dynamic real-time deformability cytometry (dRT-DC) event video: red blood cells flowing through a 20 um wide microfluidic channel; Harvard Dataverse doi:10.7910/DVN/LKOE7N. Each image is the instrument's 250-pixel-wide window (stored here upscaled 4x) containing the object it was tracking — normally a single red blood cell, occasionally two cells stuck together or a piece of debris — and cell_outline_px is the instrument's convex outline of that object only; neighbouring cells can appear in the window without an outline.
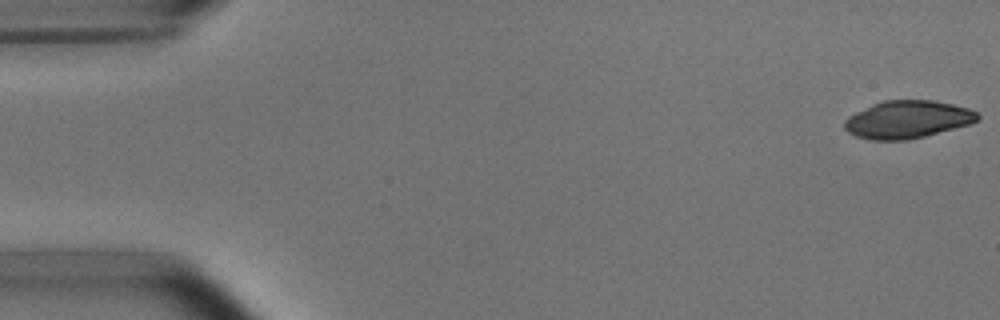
{"species": "common noctule bat (a hibernating species)", "species_latin": "Nyctalus noctula", "temperature_condition": "room temperature", "stored_images_in_passage": 52, "camera_frame_rate_fps": 3000, "um_per_image_px": 0.085, "animal": {"sex": "male", "body_mass_g": 15.6}, "frame": {"image": 1, "passage_image": 1, "time_ms": 0.0, "image_size_px": [1000, 320], "cell_outline_px": [[980, 116], [972, 124], [908, 140], [872, 140], [856, 136], [848, 132], [844, 128], [844, 120], [848, 116], [872, 104], [884, 100], [932, 100], [952, 104], [968, 108], [976, 112]], "centroid_in_image_um": [77.12, 10.16], "position_along_channel_um": 7.9, "area_um2": 29.19}}
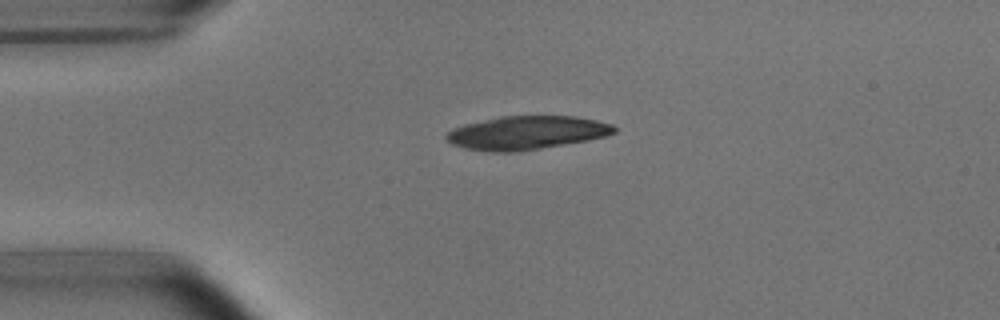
{"frame": {"image": 2, "passage_image": 12, "time_ms": 3.667, "image_size_px": [1000, 320], "cell_outline_px": [[616, 132], [608, 136], [588, 140], [516, 152], [488, 152], [464, 148], [452, 144], [444, 136], [452, 128], [464, 124], [500, 116], [576, 116], [596, 120], [612, 124], [616, 128]], "centroid_in_image_um": [44.76, 11.28], "position_along_channel_um": 40.2, "area_um2": 32.89}}